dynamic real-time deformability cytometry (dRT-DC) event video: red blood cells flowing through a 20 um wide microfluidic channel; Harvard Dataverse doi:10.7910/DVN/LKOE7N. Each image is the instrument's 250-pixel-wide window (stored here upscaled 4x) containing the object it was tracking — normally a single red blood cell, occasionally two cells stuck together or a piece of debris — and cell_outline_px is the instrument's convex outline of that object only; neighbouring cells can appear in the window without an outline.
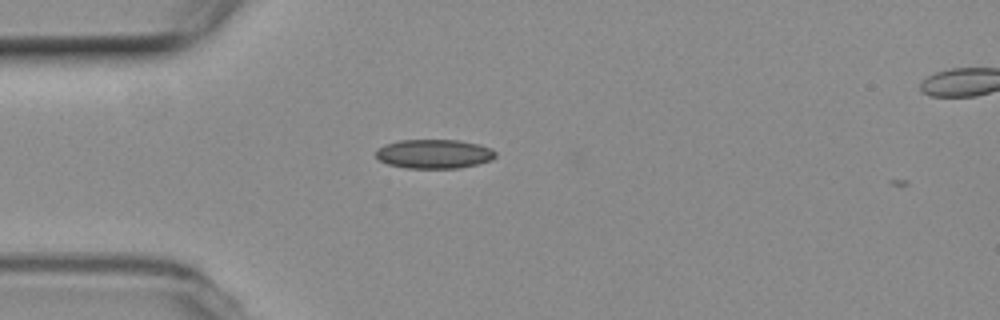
{"species": "common noctule bat (a hibernating species)", "species_latin": "Nyctalus noctula", "temperature_condition": "room temperature", "stored_images_in_passage": 4, "camera_frame_rate_fps": 3000, "um_per_image_px": 0.085, "animal": {"sex": "female", "body_mass_g": 19.3, "forearm_length_mm": 54.1}, "frame": {"image": 1, "passage_image": 2, "time_ms": 0.333, "image_size_px": [1000, 320], "cell_outline_px": [[496, 156], [492, 160], [460, 168], [404, 168], [388, 164], [380, 160], [376, 156], [376, 148], [384, 144], [400, 140], [460, 140], [480, 144], [492, 148], [496, 152]], "centroid_in_image_um": [36.9, 13.07], "position_along_channel_um": 48.1, "area_um2": 20.52}}